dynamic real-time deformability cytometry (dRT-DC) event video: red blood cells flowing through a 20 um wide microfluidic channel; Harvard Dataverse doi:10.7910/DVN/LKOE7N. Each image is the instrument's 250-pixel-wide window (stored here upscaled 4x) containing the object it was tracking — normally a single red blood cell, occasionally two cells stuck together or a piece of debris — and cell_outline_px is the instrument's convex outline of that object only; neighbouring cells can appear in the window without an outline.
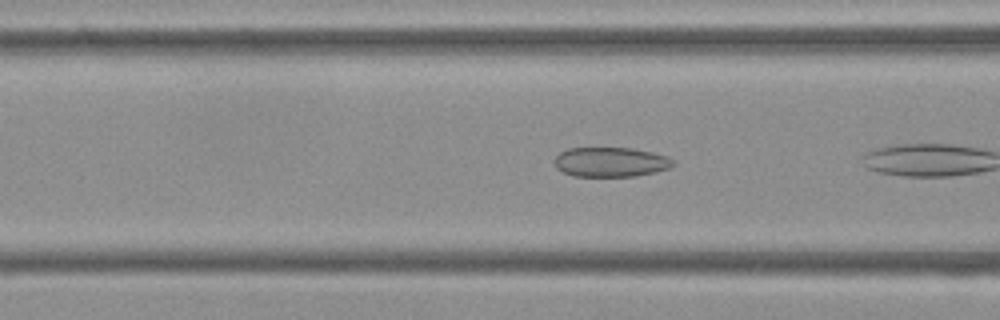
{"species": "Egyptian fruit bat (a non-hibernating species)", "species_latin": "Rousettus aegyptiacus", "temperature_condition": "cold", "stored_images_in_passage": 19, "camera_frame_rate_fps": 3000, "um_per_image_px": 0.085, "frame": {"image": 1, "passage_image": 4, "time_ms": 1.0, "image_size_px": [1000, 320], "cell_outline_px": [[676, 164], [668, 168], [656, 172], [636, 176], [572, 176], [556, 168], [556, 156], [560, 152], [568, 148], [632, 148], [652, 152], [668, 156], [676, 160]], "centroid_in_image_um": [51.96, 13.77], "position_along_channel_um": 114.6, "area_um2": 20.58}}